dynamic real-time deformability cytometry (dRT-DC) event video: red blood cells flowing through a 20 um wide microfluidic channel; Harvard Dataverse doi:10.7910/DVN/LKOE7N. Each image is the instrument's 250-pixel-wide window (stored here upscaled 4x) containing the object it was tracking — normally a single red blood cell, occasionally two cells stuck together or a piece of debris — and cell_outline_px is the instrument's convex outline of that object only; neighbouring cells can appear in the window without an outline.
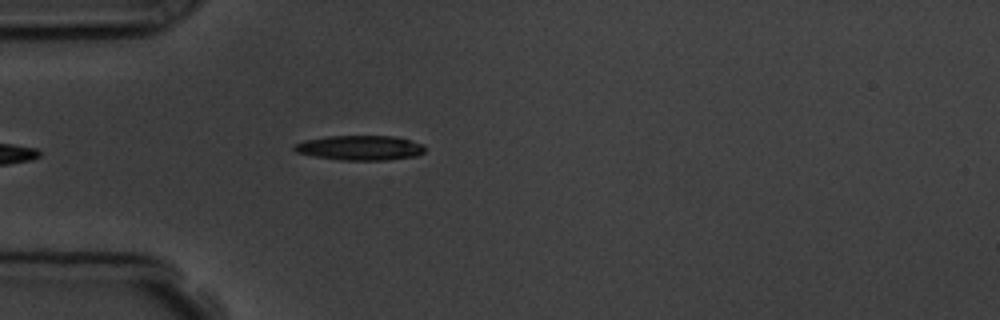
{"species": "common noctule bat (a hibernating species)", "species_latin": "Nyctalus noctula", "temperature_condition": "room temperature", "stored_images_in_passage": 6, "camera_frame_rate_fps": 3000, "um_per_image_px": 0.085, "animal": {"sex": "male", "body_mass_g": 19.5, "forearm_length_mm": 54.6}, "frame": {"image": 1, "passage_image": 6, "time_ms": 5.667, "image_size_px": [1000, 320], "cell_outline_px": [[424, 152], [416, 156], [384, 160], [340, 160], [312, 156], [296, 152], [292, 148], [292, 144], [304, 140], [328, 136], [392, 136], [412, 140], [424, 144]], "centroid_in_image_um": [30.56, 12.56], "position_along_channel_um": 54.4, "area_um2": 19.02}}